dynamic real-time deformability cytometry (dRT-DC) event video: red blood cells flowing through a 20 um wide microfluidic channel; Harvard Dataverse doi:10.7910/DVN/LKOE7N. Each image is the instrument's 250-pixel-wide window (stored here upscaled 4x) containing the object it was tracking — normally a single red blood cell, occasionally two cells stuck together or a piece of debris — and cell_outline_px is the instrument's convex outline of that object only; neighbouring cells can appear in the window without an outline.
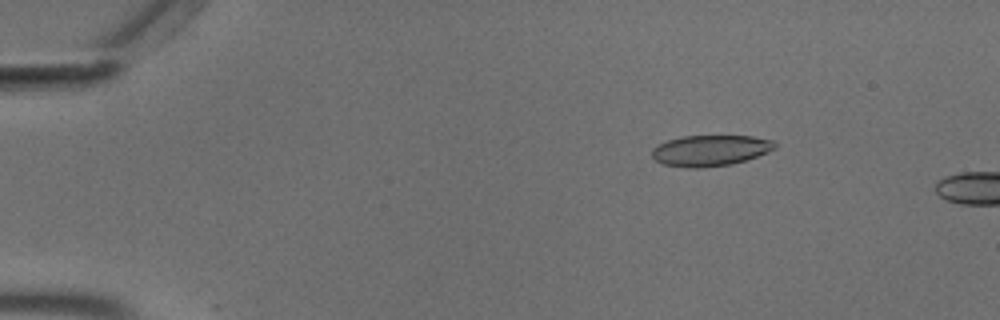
{"species": "common noctule bat (a hibernating species)", "species_latin": "Nyctalus noctula", "temperature_condition": "cold", "stored_images_in_passage": 10, "camera_frame_rate_fps": 3000, "um_per_image_px": 0.085, "animal": {"sex": "male", "body_mass_g": 18.8}, "frame": {"image": 1, "passage_image": 9, "time_ms": 2.667, "image_size_px": [1000, 320], "cell_outline_px": [[776, 148], [768, 152], [732, 164], [704, 168], [688, 168], [660, 164], [652, 156], [652, 148], [668, 140], [684, 136], [752, 136], [772, 140], [776, 144]], "centroid_in_image_um": [60.36, 12.8], "position_along_channel_um": 24.6, "area_um2": 22.14}}